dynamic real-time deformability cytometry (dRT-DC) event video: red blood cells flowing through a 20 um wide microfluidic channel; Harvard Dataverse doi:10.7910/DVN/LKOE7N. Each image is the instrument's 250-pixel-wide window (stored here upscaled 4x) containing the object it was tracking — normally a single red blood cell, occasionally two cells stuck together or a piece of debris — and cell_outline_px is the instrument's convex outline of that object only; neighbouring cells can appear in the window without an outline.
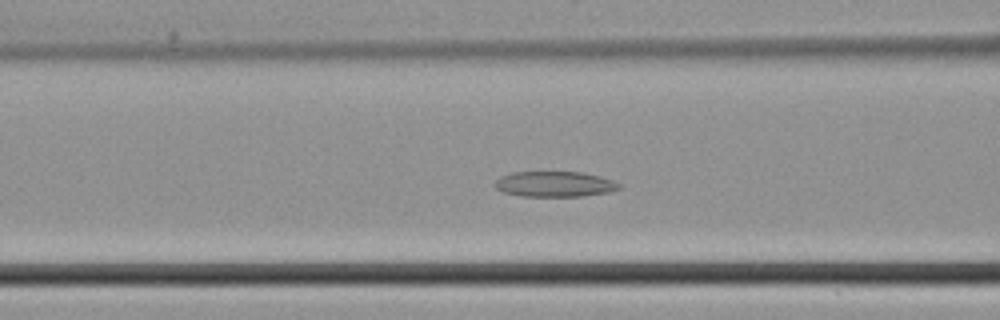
{"species": "common noctule bat (a hibernating species)", "species_latin": "Nyctalus noctula", "temperature_condition": "cold", "stored_images_in_passage": 44, "camera_frame_rate_fps": 3000, "um_per_image_px": 0.085, "animal": {"sex": "male", "body_mass_g": 21.5, "forearm_length_mm": 52.0}, "frame": {"image": 1, "passage_image": 17, "time_ms": 5.333, "image_size_px": [1000, 320], "cell_outline_px": [[620, 188], [608, 192], [584, 196], [520, 196], [504, 192], [496, 188], [496, 180], [500, 176], [512, 172], [584, 172], [600, 176], [612, 180], [620, 184]], "centroid_in_image_um": [47.15, 15.64], "position_along_channel_um": 119.4, "area_um2": 18.38}}
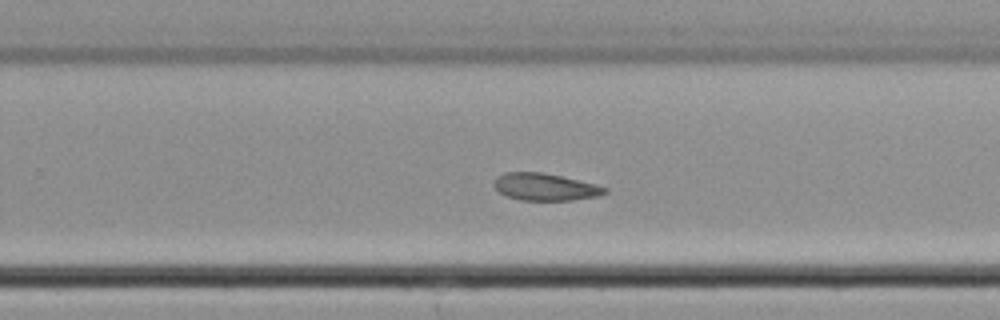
{"frame": {"image": 2, "passage_image": 28, "time_ms": 9.0, "image_size_px": [1000, 320], "cell_outline_px": [[608, 192], [600, 196], [572, 200], [520, 200], [508, 196], [500, 192], [496, 188], [496, 176], [504, 172], [540, 172], [560, 176], [596, 184], [608, 188]], "centroid_in_image_um": [46.38, 15.89], "position_along_channel_um": 283.4, "area_um2": 17.4}}
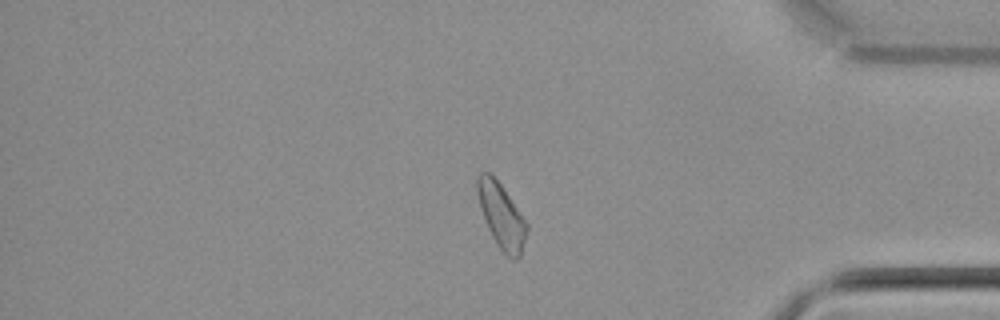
{"frame": {"image": 3, "passage_image": 37, "time_ms": 12.0, "image_size_px": [1000, 320], "cell_outline_px": [[528, 228], [520, 256], [516, 260], [512, 260], [496, 244], [488, 228], [480, 208], [476, 192], [476, 180], [480, 172], [488, 172], [500, 184], [528, 224]], "centroid_in_image_um": [42.6, 18.35], "position_along_channel_um": 392.6, "area_um2": 18.38}}